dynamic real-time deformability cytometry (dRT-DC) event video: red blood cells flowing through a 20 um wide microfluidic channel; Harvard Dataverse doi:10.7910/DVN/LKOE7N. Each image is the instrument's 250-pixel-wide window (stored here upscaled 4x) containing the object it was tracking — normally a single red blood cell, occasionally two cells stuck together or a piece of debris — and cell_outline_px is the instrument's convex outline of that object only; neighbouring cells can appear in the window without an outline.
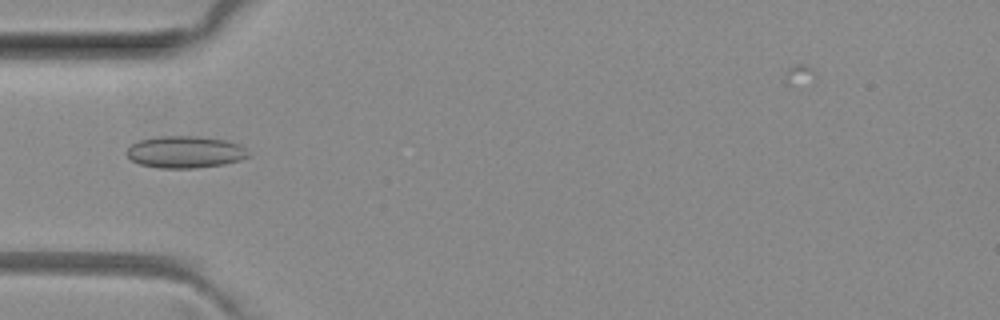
{"species": "common noctule bat (a hibernating species)", "species_latin": "Nyctalus noctula", "temperature_condition": "room temperature", "stored_images_in_passage": 44, "camera_frame_rate_fps": 3000, "um_per_image_px": 0.085, "animal": {"sex": "female", "body_mass_g": 29.2, "forearm_length_mm": 56.3}, "frame": {"image": 1, "passage_image": 11, "time_ms": 3.333, "image_size_px": [1000, 320], "cell_outline_px": [[252, 156], [240, 160], [224, 164], [196, 168], [160, 168], [140, 164], [132, 160], [128, 156], [128, 148], [132, 144], [140, 140], [156, 136], [200, 136], [224, 140], [240, 144]], "centroid_in_image_um": [15.77, 12.92], "position_along_channel_um": 69.2, "area_um2": 22.66}}
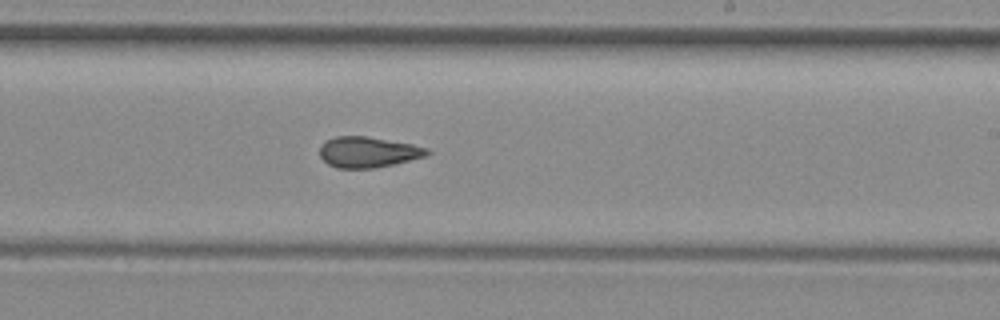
{"frame": {"image": 2, "passage_image": 25, "time_ms": 8.0, "image_size_px": [1000, 320], "cell_outline_px": [[432, 152], [428, 156], [392, 164], [372, 168], [336, 168], [328, 164], [320, 156], [320, 144], [336, 136], [368, 136], [412, 144], [428, 148]], "centroid_in_image_um": [31.3, 12.92], "position_along_channel_um": 257.7, "area_um2": 19.25}}
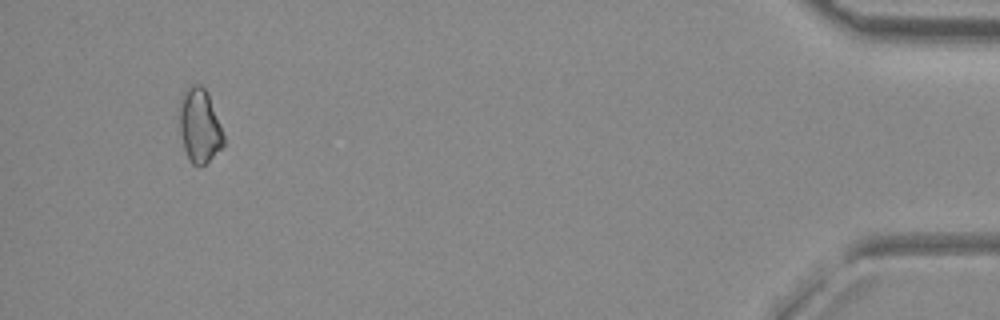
{"frame": {"image": 3, "passage_image": 43, "time_ms": 14.0, "image_size_px": [1000, 320], "cell_outline_px": [[224, 144], [200, 168], [192, 164], [188, 160], [184, 148], [176, 116], [180, 96], [188, 84], [200, 84], [208, 92], [224, 136]], "centroid_in_image_um": [16.89, 10.63], "position_along_channel_um": 418.3, "area_um2": 19.59}}